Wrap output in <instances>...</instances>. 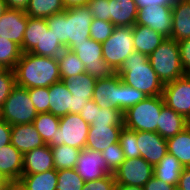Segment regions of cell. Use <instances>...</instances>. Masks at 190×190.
<instances>
[{
	"label": "cell",
	"instance_id": "obj_1",
	"mask_svg": "<svg viewBox=\"0 0 190 190\" xmlns=\"http://www.w3.org/2000/svg\"><path fill=\"white\" fill-rule=\"evenodd\" d=\"M14 72L16 85L26 89L50 87L62 80L57 57L22 53Z\"/></svg>",
	"mask_w": 190,
	"mask_h": 190
},
{
	"label": "cell",
	"instance_id": "obj_2",
	"mask_svg": "<svg viewBox=\"0 0 190 190\" xmlns=\"http://www.w3.org/2000/svg\"><path fill=\"white\" fill-rule=\"evenodd\" d=\"M93 16L87 6L72 7L46 18L48 28L67 49L90 38Z\"/></svg>",
	"mask_w": 190,
	"mask_h": 190
},
{
	"label": "cell",
	"instance_id": "obj_3",
	"mask_svg": "<svg viewBox=\"0 0 190 190\" xmlns=\"http://www.w3.org/2000/svg\"><path fill=\"white\" fill-rule=\"evenodd\" d=\"M122 81L147 96L162 95L164 84L151 67L148 56L133 51L116 72Z\"/></svg>",
	"mask_w": 190,
	"mask_h": 190
},
{
	"label": "cell",
	"instance_id": "obj_4",
	"mask_svg": "<svg viewBox=\"0 0 190 190\" xmlns=\"http://www.w3.org/2000/svg\"><path fill=\"white\" fill-rule=\"evenodd\" d=\"M151 67L163 84L184 76L178 42L166 38L149 56Z\"/></svg>",
	"mask_w": 190,
	"mask_h": 190
},
{
	"label": "cell",
	"instance_id": "obj_5",
	"mask_svg": "<svg viewBox=\"0 0 190 190\" xmlns=\"http://www.w3.org/2000/svg\"><path fill=\"white\" fill-rule=\"evenodd\" d=\"M164 105L162 95L147 96L123 113L124 127L133 131L157 132L159 116Z\"/></svg>",
	"mask_w": 190,
	"mask_h": 190
},
{
	"label": "cell",
	"instance_id": "obj_6",
	"mask_svg": "<svg viewBox=\"0 0 190 190\" xmlns=\"http://www.w3.org/2000/svg\"><path fill=\"white\" fill-rule=\"evenodd\" d=\"M38 115L28 94V89L15 86L1 108V118L8 124L33 123Z\"/></svg>",
	"mask_w": 190,
	"mask_h": 190
},
{
	"label": "cell",
	"instance_id": "obj_7",
	"mask_svg": "<svg viewBox=\"0 0 190 190\" xmlns=\"http://www.w3.org/2000/svg\"><path fill=\"white\" fill-rule=\"evenodd\" d=\"M133 51V33L129 26L115 27L112 35L102 43L103 59L115 72Z\"/></svg>",
	"mask_w": 190,
	"mask_h": 190
},
{
	"label": "cell",
	"instance_id": "obj_8",
	"mask_svg": "<svg viewBox=\"0 0 190 190\" xmlns=\"http://www.w3.org/2000/svg\"><path fill=\"white\" fill-rule=\"evenodd\" d=\"M67 49L73 51L85 65V72L96 79L109 78L116 72L104 61L102 43L89 38L73 43Z\"/></svg>",
	"mask_w": 190,
	"mask_h": 190
},
{
	"label": "cell",
	"instance_id": "obj_9",
	"mask_svg": "<svg viewBox=\"0 0 190 190\" xmlns=\"http://www.w3.org/2000/svg\"><path fill=\"white\" fill-rule=\"evenodd\" d=\"M89 128L90 124L84 121L80 114L68 113L60 117L56 146L64 144L80 150L84 149Z\"/></svg>",
	"mask_w": 190,
	"mask_h": 190
},
{
	"label": "cell",
	"instance_id": "obj_10",
	"mask_svg": "<svg viewBox=\"0 0 190 190\" xmlns=\"http://www.w3.org/2000/svg\"><path fill=\"white\" fill-rule=\"evenodd\" d=\"M113 174L116 185L144 187L154 176V167L142 157L125 158L123 163Z\"/></svg>",
	"mask_w": 190,
	"mask_h": 190
},
{
	"label": "cell",
	"instance_id": "obj_11",
	"mask_svg": "<svg viewBox=\"0 0 190 190\" xmlns=\"http://www.w3.org/2000/svg\"><path fill=\"white\" fill-rule=\"evenodd\" d=\"M164 104L190 122V78L185 74L164 84Z\"/></svg>",
	"mask_w": 190,
	"mask_h": 190
},
{
	"label": "cell",
	"instance_id": "obj_12",
	"mask_svg": "<svg viewBox=\"0 0 190 190\" xmlns=\"http://www.w3.org/2000/svg\"><path fill=\"white\" fill-rule=\"evenodd\" d=\"M172 6L151 5L138 9L135 24L148 26L165 38H171Z\"/></svg>",
	"mask_w": 190,
	"mask_h": 190
},
{
	"label": "cell",
	"instance_id": "obj_13",
	"mask_svg": "<svg viewBox=\"0 0 190 190\" xmlns=\"http://www.w3.org/2000/svg\"><path fill=\"white\" fill-rule=\"evenodd\" d=\"M92 100L100 108L121 110V77L115 73L109 78L97 79Z\"/></svg>",
	"mask_w": 190,
	"mask_h": 190
},
{
	"label": "cell",
	"instance_id": "obj_14",
	"mask_svg": "<svg viewBox=\"0 0 190 190\" xmlns=\"http://www.w3.org/2000/svg\"><path fill=\"white\" fill-rule=\"evenodd\" d=\"M79 176L85 181H93L107 176V164L101 152L84 148L80 151L75 167Z\"/></svg>",
	"mask_w": 190,
	"mask_h": 190
},
{
	"label": "cell",
	"instance_id": "obj_15",
	"mask_svg": "<svg viewBox=\"0 0 190 190\" xmlns=\"http://www.w3.org/2000/svg\"><path fill=\"white\" fill-rule=\"evenodd\" d=\"M140 157L153 167L168 153L166 139L157 132L136 131Z\"/></svg>",
	"mask_w": 190,
	"mask_h": 190
},
{
	"label": "cell",
	"instance_id": "obj_16",
	"mask_svg": "<svg viewBox=\"0 0 190 190\" xmlns=\"http://www.w3.org/2000/svg\"><path fill=\"white\" fill-rule=\"evenodd\" d=\"M28 16L25 11L7 9L0 17V37L22 46Z\"/></svg>",
	"mask_w": 190,
	"mask_h": 190
},
{
	"label": "cell",
	"instance_id": "obj_17",
	"mask_svg": "<svg viewBox=\"0 0 190 190\" xmlns=\"http://www.w3.org/2000/svg\"><path fill=\"white\" fill-rule=\"evenodd\" d=\"M123 127L124 125H90L85 148L104 151L108 146L119 142Z\"/></svg>",
	"mask_w": 190,
	"mask_h": 190
},
{
	"label": "cell",
	"instance_id": "obj_18",
	"mask_svg": "<svg viewBox=\"0 0 190 190\" xmlns=\"http://www.w3.org/2000/svg\"><path fill=\"white\" fill-rule=\"evenodd\" d=\"M11 144L23 155L46 145L33 123L12 125Z\"/></svg>",
	"mask_w": 190,
	"mask_h": 190
},
{
	"label": "cell",
	"instance_id": "obj_19",
	"mask_svg": "<svg viewBox=\"0 0 190 190\" xmlns=\"http://www.w3.org/2000/svg\"><path fill=\"white\" fill-rule=\"evenodd\" d=\"M24 155L11 143L0 148V173L12 183L22 176Z\"/></svg>",
	"mask_w": 190,
	"mask_h": 190
},
{
	"label": "cell",
	"instance_id": "obj_20",
	"mask_svg": "<svg viewBox=\"0 0 190 190\" xmlns=\"http://www.w3.org/2000/svg\"><path fill=\"white\" fill-rule=\"evenodd\" d=\"M55 169L51 147L46 144L24 154L22 174H37Z\"/></svg>",
	"mask_w": 190,
	"mask_h": 190
},
{
	"label": "cell",
	"instance_id": "obj_21",
	"mask_svg": "<svg viewBox=\"0 0 190 190\" xmlns=\"http://www.w3.org/2000/svg\"><path fill=\"white\" fill-rule=\"evenodd\" d=\"M137 13L135 0H109V21L115 27H133Z\"/></svg>",
	"mask_w": 190,
	"mask_h": 190
},
{
	"label": "cell",
	"instance_id": "obj_22",
	"mask_svg": "<svg viewBox=\"0 0 190 190\" xmlns=\"http://www.w3.org/2000/svg\"><path fill=\"white\" fill-rule=\"evenodd\" d=\"M49 112L57 117L73 113V95L67 89L65 82L60 80L49 87Z\"/></svg>",
	"mask_w": 190,
	"mask_h": 190
},
{
	"label": "cell",
	"instance_id": "obj_23",
	"mask_svg": "<svg viewBox=\"0 0 190 190\" xmlns=\"http://www.w3.org/2000/svg\"><path fill=\"white\" fill-rule=\"evenodd\" d=\"M171 39L179 42L190 38V0H177L172 6Z\"/></svg>",
	"mask_w": 190,
	"mask_h": 190
},
{
	"label": "cell",
	"instance_id": "obj_24",
	"mask_svg": "<svg viewBox=\"0 0 190 190\" xmlns=\"http://www.w3.org/2000/svg\"><path fill=\"white\" fill-rule=\"evenodd\" d=\"M135 51L149 56L166 38L144 25L135 24L132 27Z\"/></svg>",
	"mask_w": 190,
	"mask_h": 190
},
{
	"label": "cell",
	"instance_id": "obj_25",
	"mask_svg": "<svg viewBox=\"0 0 190 190\" xmlns=\"http://www.w3.org/2000/svg\"><path fill=\"white\" fill-rule=\"evenodd\" d=\"M190 122L164 105L158 120L157 133L164 139L171 138L185 129Z\"/></svg>",
	"mask_w": 190,
	"mask_h": 190
},
{
	"label": "cell",
	"instance_id": "obj_26",
	"mask_svg": "<svg viewBox=\"0 0 190 190\" xmlns=\"http://www.w3.org/2000/svg\"><path fill=\"white\" fill-rule=\"evenodd\" d=\"M57 170L51 169L37 174H22L17 182L22 190H56Z\"/></svg>",
	"mask_w": 190,
	"mask_h": 190
},
{
	"label": "cell",
	"instance_id": "obj_27",
	"mask_svg": "<svg viewBox=\"0 0 190 190\" xmlns=\"http://www.w3.org/2000/svg\"><path fill=\"white\" fill-rule=\"evenodd\" d=\"M183 169V165L173 155L167 153L154 166V177L164 183L177 187Z\"/></svg>",
	"mask_w": 190,
	"mask_h": 190
},
{
	"label": "cell",
	"instance_id": "obj_28",
	"mask_svg": "<svg viewBox=\"0 0 190 190\" xmlns=\"http://www.w3.org/2000/svg\"><path fill=\"white\" fill-rule=\"evenodd\" d=\"M168 153L183 167H190V124L175 136L166 139Z\"/></svg>",
	"mask_w": 190,
	"mask_h": 190
},
{
	"label": "cell",
	"instance_id": "obj_29",
	"mask_svg": "<svg viewBox=\"0 0 190 190\" xmlns=\"http://www.w3.org/2000/svg\"><path fill=\"white\" fill-rule=\"evenodd\" d=\"M96 80V78L83 72L76 76H70L63 81L75 99L84 100L92 99Z\"/></svg>",
	"mask_w": 190,
	"mask_h": 190
},
{
	"label": "cell",
	"instance_id": "obj_30",
	"mask_svg": "<svg viewBox=\"0 0 190 190\" xmlns=\"http://www.w3.org/2000/svg\"><path fill=\"white\" fill-rule=\"evenodd\" d=\"M60 118L50 112L38 113L33 121L45 144L50 147L56 146V133L59 129Z\"/></svg>",
	"mask_w": 190,
	"mask_h": 190
},
{
	"label": "cell",
	"instance_id": "obj_31",
	"mask_svg": "<svg viewBox=\"0 0 190 190\" xmlns=\"http://www.w3.org/2000/svg\"><path fill=\"white\" fill-rule=\"evenodd\" d=\"M65 10L62 0H30L25 13L31 18L46 19Z\"/></svg>",
	"mask_w": 190,
	"mask_h": 190
},
{
	"label": "cell",
	"instance_id": "obj_32",
	"mask_svg": "<svg viewBox=\"0 0 190 190\" xmlns=\"http://www.w3.org/2000/svg\"><path fill=\"white\" fill-rule=\"evenodd\" d=\"M43 28H48L46 19L28 17L27 27L22 41V53H30L43 37Z\"/></svg>",
	"mask_w": 190,
	"mask_h": 190
},
{
	"label": "cell",
	"instance_id": "obj_33",
	"mask_svg": "<svg viewBox=\"0 0 190 190\" xmlns=\"http://www.w3.org/2000/svg\"><path fill=\"white\" fill-rule=\"evenodd\" d=\"M60 76L66 80L70 76H76L85 72V65L77 55L69 49H64L57 57Z\"/></svg>",
	"mask_w": 190,
	"mask_h": 190
},
{
	"label": "cell",
	"instance_id": "obj_34",
	"mask_svg": "<svg viewBox=\"0 0 190 190\" xmlns=\"http://www.w3.org/2000/svg\"><path fill=\"white\" fill-rule=\"evenodd\" d=\"M51 151L53 154L54 167L56 170H60L74 169L81 150L63 144L51 147Z\"/></svg>",
	"mask_w": 190,
	"mask_h": 190
},
{
	"label": "cell",
	"instance_id": "obj_35",
	"mask_svg": "<svg viewBox=\"0 0 190 190\" xmlns=\"http://www.w3.org/2000/svg\"><path fill=\"white\" fill-rule=\"evenodd\" d=\"M65 47L56 39L49 28H43V37L40 44L30 52L37 56L58 57Z\"/></svg>",
	"mask_w": 190,
	"mask_h": 190
},
{
	"label": "cell",
	"instance_id": "obj_36",
	"mask_svg": "<svg viewBox=\"0 0 190 190\" xmlns=\"http://www.w3.org/2000/svg\"><path fill=\"white\" fill-rule=\"evenodd\" d=\"M21 55L22 51L18 44L0 37V65L4 69L14 70Z\"/></svg>",
	"mask_w": 190,
	"mask_h": 190
},
{
	"label": "cell",
	"instance_id": "obj_37",
	"mask_svg": "<svg viewBox=\"0 0 190 190\" xmlns=\"http://www.w3.org/2000/svg\"><path fill=\"white\" fill-rule=\"evenodd\" d=\"M57 176L56 190H82L85 184L75 168L57 170Z\"/></svg>",
	"mask_w": 190,
	"mask_h": 190
},
{
	"label": "cell",
	"instance_id": "obj_38",
	"mask_svg": "<svg viewBox=\"0 0 190 190\" xmlns=\"http://www.w3.org/2000/svg\"><path fill=\"white\" fill-rule=\"evenodd\" d=\"M119 144L123 150L125 158L140 157V150L137 144L136 131L122 128L119 137Z\"/></svg>",
	"mask_w": 190,
	"mask_h": 190
},
{
	"label": "cell",
	"instance_id": "obj_39",
	"mask_svg": "<svg viewBox=\"0 0 190 190\" xmlns=\"http://www.w3.org/2000/svg\"><path fill=\"white\" fill-rule=\"evenodd\" d=\"M123 112L116 108H100L96 104L95 121L91 125H124Z\"/></svg>",
	"mask_w": 190,
	"mask_h": 190
},
{
	"label": "cell",
	"instance_id": "obj_40",
	"mask_svg": "<svg viewBox=\"0 0 190 190\" xmlns=\"http://www.w3.org/2000/svg\"><path fill=\"white\" fill-rule=\"evenodd\" d=\"M101 155L106 161L107 172L109 174H113L125 160V156L119 142L108 146L101 152Z\"/></svg>",
	"mask_w": 190,
	"mask_h": 190
},
{
	"label": "cell",
	"instance_id": "obj_41",
	"mask_svg": "<svg viewBox=\"0 0 190 190\" xmlns=\"http://www.w3.org/2000/svg\"><path fill=\"white\" fill-rule=\"evenodd\" d=\"M146 97L147 95L143 92L126 85L121 79V111L123 113Z\"/></svg>",
	"mask_w": 190,
	"mask_h": 190
},
{
	"label": "cell",
	"instance_id": "obj_42",
	"mask_svg": "<svg viewBox=\"0 0 190 190\" xmlns=\"http://www.w3.org/2000/svg\"><path fill=\"white\" fill-rule=\"evenodd\" d=\"M115 26L110 21L92 19L90 26V38L96 42H105L113 33Z\"/></svg>",
	"mask_w": 190,
	"mask_h": 190
},
{
	"label": "cell",
	"instance_id": "obj_43",
	"mask_svg": "<svg viewBox=\"0 0 190 190\" xmlns=\"http://www.w3.org/2000/svg\"><path fill=\"white\" fill-rule=\"evenodd\" d=\"M28 94L37 113L49 112V87L29 88Z\"/></svg>",
	"mask_w": 190,
	"mask_h": 190
},
{
	"label": "cell",
	"instance_id": "obj_44",
	"mask_svg": "<svg viewBox=\"0 0 190 190\" xmlns=\"http://www.w3.org/2000/svg\"><path fill=\"white\" fill-rule=\"evenodd\" d=\"M16 86L15 72L11 69H4L0 73V108Z\"/></svg>",
	"mask_w": 190,
	"mask_h": 190
},
{
	"label": "cell",
	"instance_id": "obj_45",
	"mask_svg": "<svg viewBox=\"0 0 190 190\" xmlns=\"http://www.w3.org/2000/svg\"><path fill=\"white\" fill-rule=\"evenodd\" d=\"M115 188L114 174H108L105 177L85 182L82 190H115Z\"/></svg>",
	"mask_w": 190,
	"mask_h": 190
},
{
	"label": "cell",
	"instance_id": "obj_46",
	"mask_svg": "<svg viewBox=\"0 0 190 190\" xmlns=\"http://www.w3.org/2000/svg\"><path fill=\"white\" fill-rule=\"evenodd\" d=\"M87 7L93 18L109 21V0H90Z\"/></svg>",
	"mask_w": 190,
	"mask_h": 190
},
{
	"label": "cell",
	"instance_id": "obj_47",
	"mask_svg": "<svg viewBox=\"0 0 190 190\" xmlns=\"http://www.w3.org/2000/svg\"><path fill=\"white\" fill-rule=\"evenodd\" d=\"M180 61L185 73L190 70V38L178 42Z\"/></svg>",
	"mask_w": 190,
	"mask_h": 190
},
{
	"label": "cell",
	"instance_id": "obj_48",
	"mask_svg": "<svg viewBox=\"0 0 190 190\" xmlns=\"http://www.w3.org/2000/svg\"><path fill=\"white\" fill-rule=\"evenodd\" d=\"M79 114L84 121L91 125L95 121L96 103L93 100L88 101Z\"/></svg>",
	"mask_w": 190,
	"mask_h": 190
},
{
	"label": "cell",
	"instance_id": "obj_49",
	"mask_svg": "<svg viewBox=\"0 0 190 190\" xmlns=\"http://www.w3.org/2000/svg\"><path fill=\"white\" fill-rule=\"evenodd\" d=\"M11 143V125L0 119V148Z\"/></svg>",
	"mask_w": 190,
	"mask_h": 190
},
{
	"label": "cell",
	"instance_id": "obj_50",
	"mask_svg": "<svg viewBox=\"0 0 190 190\" xmlns=\"http://www.w3.org/2000/svg\"><path fill=\"white\" fill-rule=\"evenodd\" d=\"M144 190H174L176 187L164 183L156 177H152L145 185Z\"/></svg>",
	"mask_w": 190,
	"mask_h": 190
},
{
	"label": "cell",
	"instance_id": "obj_51",
	"mask_svg": "<svg viewBox=\"0 0 190 190\" xmlns=\"http://www.w3.org/2000/svg\"><path fill=\"white\" fill-rule=\"evenodd\" d=\"M176 1L177 0H135L138 9L151 5L173 6Z\"/></svg>",
	"mask_w": 190,
	"mask_h": 190
},
{
	"label": "cell",
	"instance_id": "obj_52",
	"mask_svg": "<svg viewBox=\"0 0 190 190\" xmlns=\"http://www.w3.org/2000/svg\"><path fill=\"white\" fill-rule=\"evenodd\" d=\"M177 188L179 190H190V167H184Z\"/></svg>",
	"mask_w": 190,
	"mask_h": 190
},
{
	"label": "cell",
	"instance_id": "obj_53",
	"mask_svg": "<svg viewBox=\"0 0 190 190\" xmlns=\"http://www.w3.org/2000/svg\"><path fill=\"white\" fill-rule=\"evenodd\" d=\"M7 9H15L25 11L30 0H4Z\"/></svg>",
	"mask_w": 190,
	"mask_h": 190
},
{
	"label": "cell",
	"instance_id": "obj_54",
	"mask_svg": "<svg viewBox=\"0 0 190 190\" xmlns=\"http://www.w3.org/2000/svg\"><path fill=\"white\" fill-rule=\"evenodd\" d=\"M65 9H69L72 7H81L87 6L90 0H62Z\"/></svg>",
	"mask_w": 190,
	"mask_h": 190
},
{
	"label": "cell",
	"instance_id": "obj_55",
	"mask_svg": "<svg viewBox=\"0 0 190 190\" xmlns=\"http://www.w3.org/2000/svg\"><path fill=\"white\" fill-rule=\"evenodd\" d=\"M90 100L92 99L77 100L73 98V114H79L84 108V105Z\"/></svg>",
	"mask_w": 190,
	"mask_h": 190
},
{
	"label": "cell",
	"instance_id": "obj_56",
	"mask_svg": "<svg viewBox=\"0 0 190 190\" xmlns=\"http://www.w3.org/2000/svg\"><path fill=\"white\" fill-rule=\"evenodd\" d=\"M13 183L0 173V190H7Z\"/></svg>",
	"mask_w": 190,
	"mask_h": 190
},
{
	"label": "cell",
	"instance_id": "obj_57",
	"mask_svg": "<svg viewBox=\"0 0 190 190\" xmlns=\"http://www.w3.org/2000/svg\"><path fill=\"white\" fill-rule=\"evenodd\" d=\"M115 190H144V188L131 185H116Z\"/></svg>",
	"mask_w": 190,
	"mask_h": 190
},
{
	"label": "cell",
	"instance_id": "obj_58",
	"mask_svg": "<svg viewBox=\"0 0 190 190\" xmlns=\"http://www.w3.org/2000/svg\"><path fill=\"white\" fill-rule=\"evenodd\" d=\"M7 10L6 4L4 0H0V17L4 14Z\"/></svg>",
	"mask_w": 190,
	"mask_h": 190
},
{
	"label": "cell",
	"instance_id": "obj_59",
	"mask_svg": "<svg viewBox=\"0 0 190 190\" xmlns=\"http://www.w3.org/2000/svg\"><path fill=\"white\" fill-rule=\"evenodd\" d=\"M7 190H22L17 183H13Z\"/></svg>",
	"mask_w": 190,
	"mask_h": 190
},
{
	"label": "cell",
	"instance_id": "obj_60",
	"mask_svg": "<svg viewBox=\"0 0 190 190\" xmlns=\"http://www.w3.org/2000/svg\"><path fill=\"white\" fill-rule=\"evenodd\" d=\"M4 70V68L0 65V73Z\"/></svg>",
	"mask_w": 190,
	"mask_h": 190
},
{
	"label": "cell",
	"instance_id": "obj_61",
	"mask_svg": "<svg viewBox=\"0 0 190 190\" xmlns=\"http://www.w3.org/2000/svg\"><path fill=\"white\" fill-rule=\"evenodd\" d=\"M186 75L190 78V70L186 73Z\"/></svg>",
	"mask_w": 190,
	"mask_h": 190
}]
</instances>
